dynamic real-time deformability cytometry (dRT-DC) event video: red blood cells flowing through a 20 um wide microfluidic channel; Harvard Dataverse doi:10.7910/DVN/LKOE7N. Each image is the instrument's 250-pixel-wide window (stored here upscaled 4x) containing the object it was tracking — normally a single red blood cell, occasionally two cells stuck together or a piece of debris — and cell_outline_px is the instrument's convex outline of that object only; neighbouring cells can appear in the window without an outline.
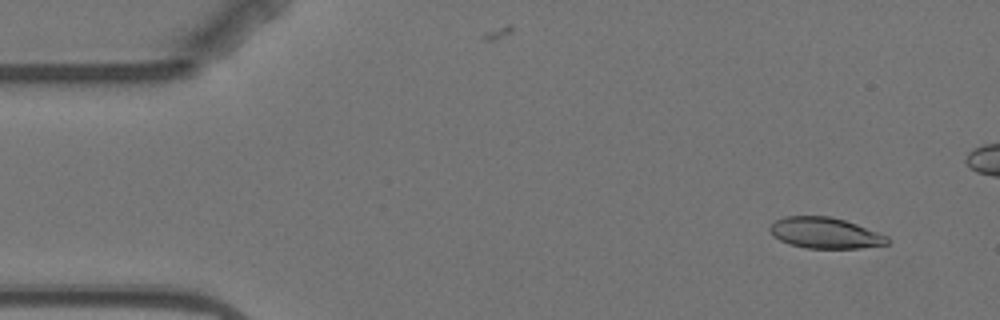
{"species": "Egyptian fruit bat (a non-hibernating species)", "species_latin": "Rousettus aegyptiacus", "temperature_condition": "warm", "stored_images_in_passage": 5, "camera_frame_rate_fps": 3000, "um_per_image_px": 0.085, "animal": {"sex": "female"}, "frame": {"image": 1, "passage_image": 1, "time_ms": 0.0, "image_size_px": [1000, 320], "cell_outline_px": [[888, 244], [860, 248], [804, 248], [788, 244], [772, 236], [768, 228], [776, 220], [784, 216], [832, 216], [856, 224], [888, 236]], "centroid_in_image_um": [70.09, 19.8], "position_along_channel_um": 14.9, "area_um2": 21.21}}